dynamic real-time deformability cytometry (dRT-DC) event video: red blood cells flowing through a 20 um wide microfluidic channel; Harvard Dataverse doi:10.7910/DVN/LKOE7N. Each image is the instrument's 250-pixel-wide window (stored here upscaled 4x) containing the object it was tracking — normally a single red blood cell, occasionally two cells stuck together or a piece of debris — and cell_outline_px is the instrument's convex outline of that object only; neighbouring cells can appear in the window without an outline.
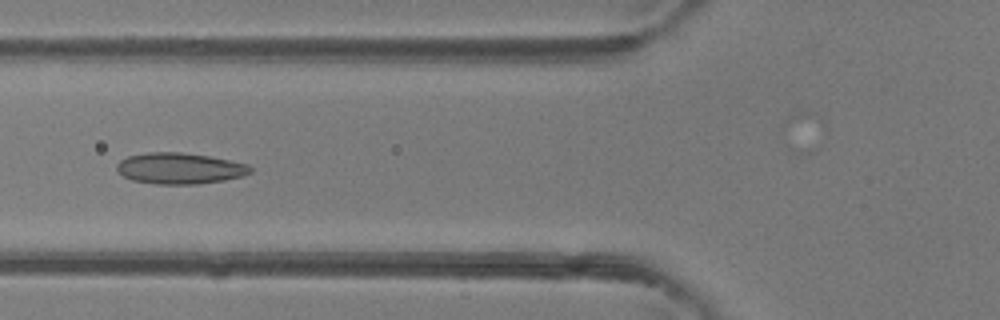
{"species": "common noctule bat (a hibernating species)", "species_latin": "Nyctalus noctula", "temperature_condition": "room temperature", "stored_images_in_passage": 16, "camera_frame_rate_fps": 3000, "um_per_image_px": 0.085, "animal": {"sex": "female"}, "frame": {"image": 1, "passage_image": 13, "time_ms": 4.0, "image_size_px": [1000, 320], "cell_outline_px": [[252, 172], [244, 176], [224, 180], [196, 184], [156, 184], [132, 180], [124, 176], [116, 168], [116, 164], [120, 160], [128, 156], [148, 152], [180, 152], [208, 156], [248, 164], [252, 168]], "centroid_in_image_um": [15.28, 14.31], "position_along_channel_um": 110.5, "area_um2": 24.16}}
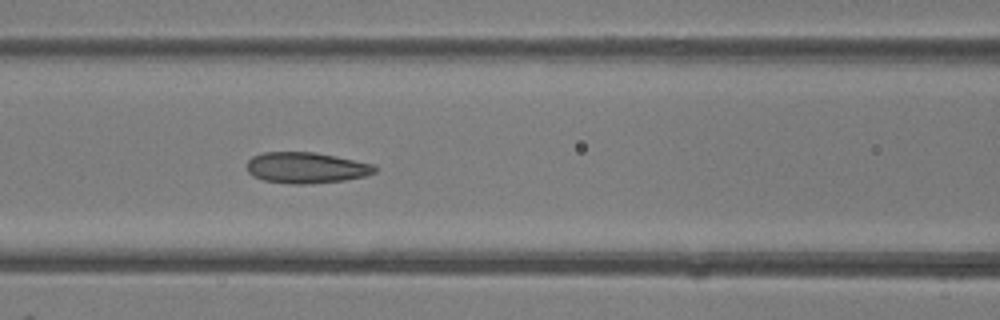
{"frame": {"image": 2, "passage_image": 15, "time_ms": 4.667, "image_size_px": [1000, 320], "cell_outline_px": [[376, 172], [368, 176], [344, 180], [308, 184], [292, 184], [264, 180], [252, 176], [248, 172], [248, 160], [252, 156], [264, 152], [316, 152], [376, 164]], "centroid_in_image_um": [26.07, 14.25], "position_along_channel_um": 140.5, "area_um2": 23.29}}